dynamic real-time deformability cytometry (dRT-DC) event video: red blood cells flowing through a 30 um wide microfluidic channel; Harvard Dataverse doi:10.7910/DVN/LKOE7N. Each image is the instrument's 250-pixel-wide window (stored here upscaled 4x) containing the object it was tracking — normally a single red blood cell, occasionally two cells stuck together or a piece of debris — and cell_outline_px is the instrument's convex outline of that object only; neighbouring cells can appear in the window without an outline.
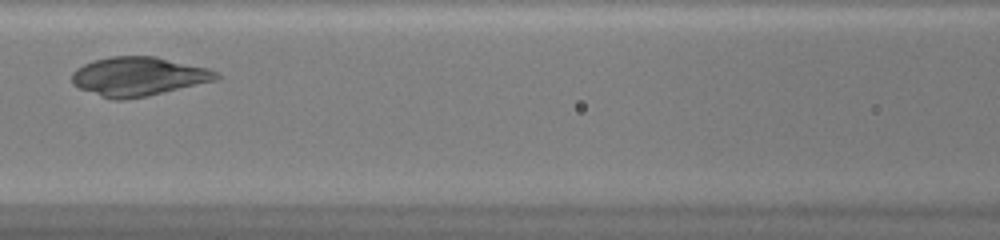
{"species": "common noctule bat (a hibernating species)", "species_latin": "Nyctalus noctula", "temperature_condition": "warm", "stored_images_in_passage": 26, "camera_frame_rate_fps": 3000, "um_per_image_px": 0.085, "animal": {"sex": "female", "body_mass_g": 20.0, "forearm_length_mm": 54.0}, "frame": {"image": 1, "passage_image": 9, "time_ms": 2.667, "image_size_px": [1000, 240], "cell_outline_px": [[220, 76], [216, 80], [148, 96], [124, 100], [112, 100], [80, 88], [72, 84], [72, 72], [76, 68], [92, 60], [112, 56], [156, 56], [208, 68], [220, 72]], "centroid_in_image_um": [11.77, 6.49], "position_along_channel_um": 154.8, "area_um2": 32.89}}
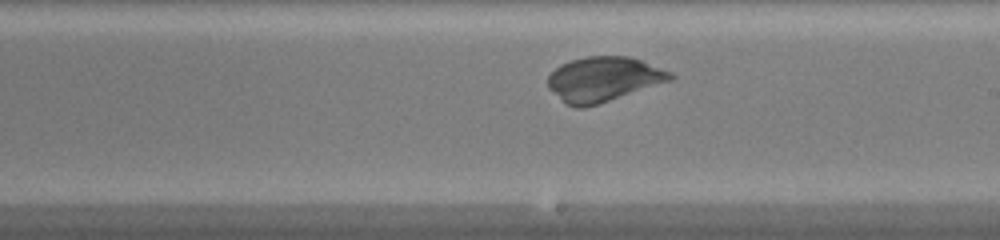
{"frame": {"image": 2, "passage_image": 15, "time_ms": 4.667, "image_size_px": [1000, 240], "cell_outline_px": [[676, 76], [672, 80], [584, 108], [576, 108], [564, 104], [548, 88], [548, 76], [560, 64], [584, 56], [628, 56], [640, 60], [672, 72]], "centroid_in_image_um": [51.27, 6.73], "position_along_channel_um": 237.7, "area_um2": 31.85}}
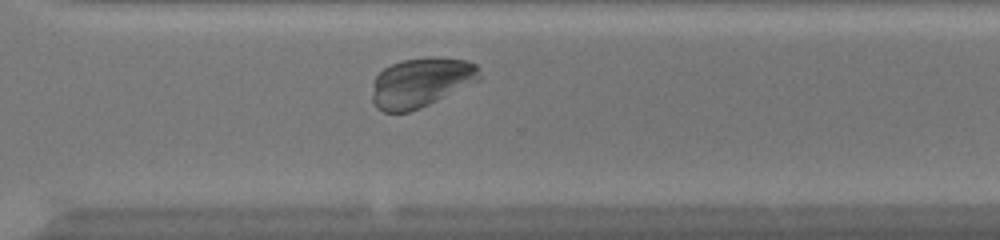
{"frame": {"image": 3, "passage_image": 22, "time_ms": 7.0, "image_size_px": [1000, 240], "cell_outline_px": [[480, 80], [420, 108], [408, 112], [384, 112], [376, 108], [372, 100], [372, 84], [376, 76], [384, 68], [392, 64], [404, 60], [432, 56], [468, 60], [476, 64], [480, 76]], "centroid_in_image_um": [35.77, 7.0], "position_along_channel_um": 334.8, "area_um2": 30.98}}